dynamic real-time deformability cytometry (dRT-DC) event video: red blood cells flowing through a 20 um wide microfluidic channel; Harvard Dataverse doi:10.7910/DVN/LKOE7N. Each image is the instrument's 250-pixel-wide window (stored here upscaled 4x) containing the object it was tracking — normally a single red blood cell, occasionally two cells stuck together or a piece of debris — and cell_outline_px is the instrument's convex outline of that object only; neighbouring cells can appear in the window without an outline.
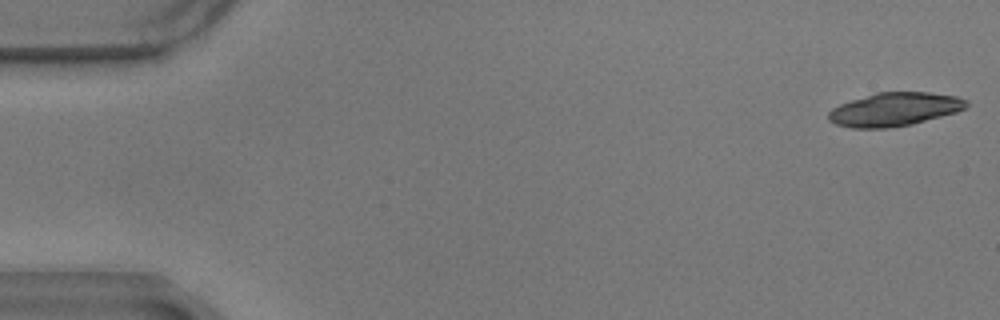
{"species": "common noctule bat (a hibernating species)", "species_latin": "Nyctalus noctula", "temperature_condition": "warm", "stored_images_in_passage": 19, "camera_frame_rate_fps": 3000, "um_per_image_px": 0.085, "animal": {"sex": "male", "body_mass_g": 17.9}, "frame": {"image": 1, "passage_image": 1, "time_ms": 0.0, "image_size_px": [1000, 320], "cell_outline_px": [[968, 104], [964, 108], [956, 112], [912, 124], [888, 128], [852, 128], [836, 124], [828, 120], [828, 112], [832, 108], [840, 104], [876, 92], [928, 92], [956, 96], [968, 100]], "centroid_in_image_um": [76.02, 9.29], "position_along_channel_um": 9.0, "area_um2": 26.82}}